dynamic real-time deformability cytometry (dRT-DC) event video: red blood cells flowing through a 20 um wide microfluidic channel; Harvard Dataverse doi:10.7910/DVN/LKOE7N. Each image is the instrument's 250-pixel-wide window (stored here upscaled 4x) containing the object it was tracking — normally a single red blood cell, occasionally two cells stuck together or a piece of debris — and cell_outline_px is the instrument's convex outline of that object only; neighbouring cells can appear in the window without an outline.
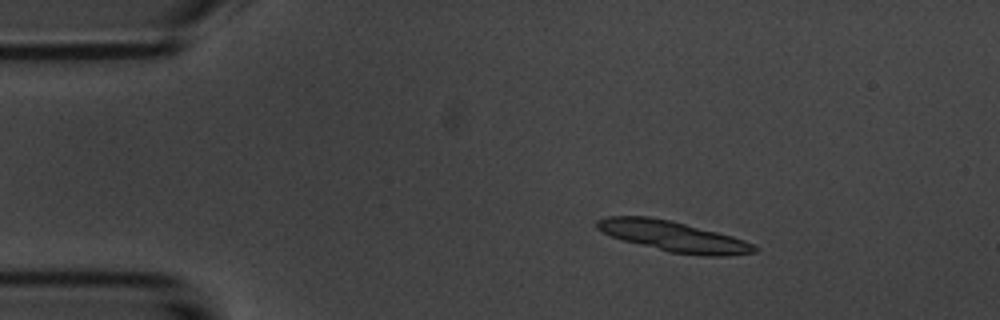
{"species": "common noctule bat (a hibernating species)", "species_latin": "Nyctalus noctula", "temperature_condition": "room temperature", "stored_images_in_passage": 4, "camera_frame_rate_fps": 3000, "um_per_image_px": 0.085, "animal": {"sex": "male", "body_mass_g": 20.1, "forearm_length_mm": 53.5}, "frame": {"image": 1, "passage_image": 2, "time_ms": 2.0, "image_size_px": [1000, 320], "cell_outline_px": [[760, 248], [756, 252], [728, 256], [704, 256], [672, 252], [624, 240], [612, 236], [596, 228], [596, 220], [608, 216], [648, 216], [672, 220], [732, 236], [744, 240]], "centroid_in_image_um": [57.26, 20.08], "position_along_channel_um": 27.7, "area_um2": 27.69}}